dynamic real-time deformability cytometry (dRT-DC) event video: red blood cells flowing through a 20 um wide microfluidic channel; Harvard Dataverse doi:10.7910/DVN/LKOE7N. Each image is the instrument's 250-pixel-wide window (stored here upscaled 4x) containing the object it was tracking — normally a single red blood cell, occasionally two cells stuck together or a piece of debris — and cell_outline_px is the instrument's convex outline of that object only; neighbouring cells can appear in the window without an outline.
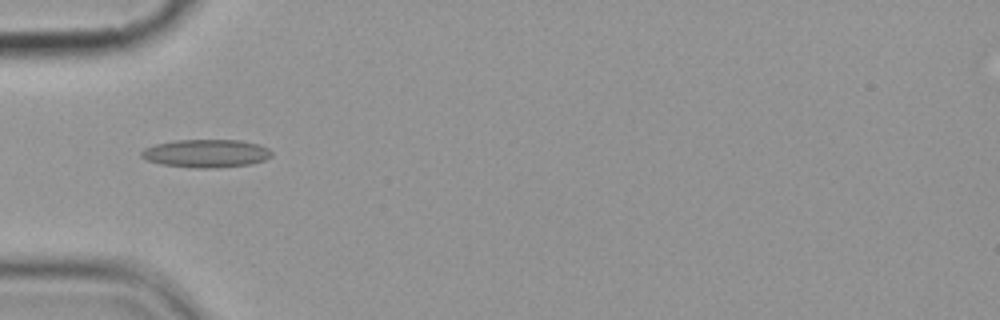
{"species": "common noctule bat (a hibernating species)", "species_latin": "Nyctalus noctula", "temperature_condition": "cold", "stored_images_in_passage": 11, "camera_frame_rate_fps": 3000, "um_per_image_px": 0.085, "animal": {"sex": "female", "body_mass_g": 19.9}, "frame": {"image": 1, "passage_image": 1, "time_ms": 0.0, "image_size_px": [1000, 320], "cell_outline_px": [[272, 156], [264, 160], [252, 164], [216, 168], [196, 168], [160, 164], [144, 160], [140, 156], [140, 152], [144, 148], [156, 144], [176, 140], [240, 140], [256, 144], [268, 148], [272, 152]], "centroid_in_image_um": [17.49, 13.05], "position_along_channel_um": 67.5, "area_um2": 21.44}}
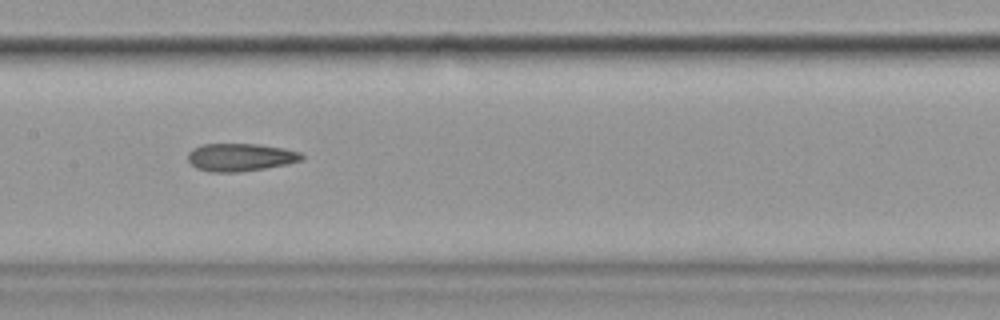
{"frame": {"image": 2, "passage_image": 4, "time_ms": 3.333, "image_size_px": [1000, 320], "cell_outline_px": [[304, 160], [288, 164], [240, 172], [208, 172], [196, 168], [188, 160], [188, 152], [192, 148], [204, 144], [260, 144], [284, 148], [300, 152], [304, 156]], "centroid_in_image_um": [20.44, 13.37], "position_along_channel_um": 187.0, "area_um2": 18.61}}
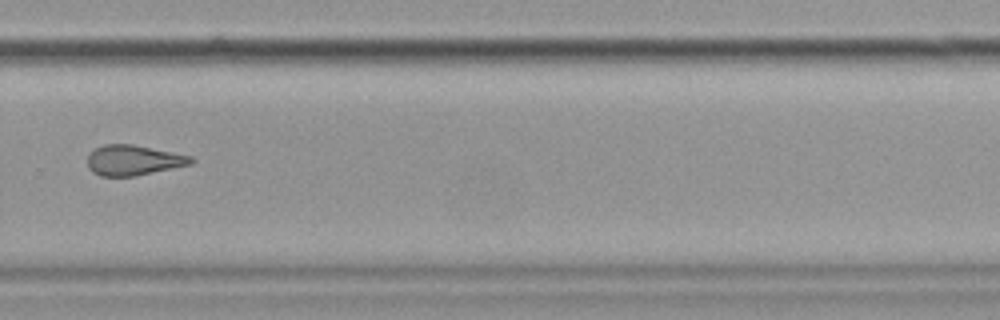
{"frame": {"image": 3, "passage_image": 7, "time_ms": 7.0, "image_size_px": [1000, 320], "cell_outline_px": [[196, 160], [192, 164], [136, 176], [100, 176], [92, 172], [88, 168], [88, 156], [96, 148], [104, 144], [132, 144], [192, 156]], "centroid_in_image_um": [11.36, 13.62], "position_along_channel_um": 318.4, "area_um2": 18.26}, "authors_computed_cell_mechanics": {"area_um2": 18.7272, "velocity_mm_per_s": 3.6149, "shape_relaxation_time_tau1_ms": null, "shape_relaxation_time_tau2_ms": 3.6935, "deformation_change_tau1": null, "deformation_change_tau2": 0.1293}}